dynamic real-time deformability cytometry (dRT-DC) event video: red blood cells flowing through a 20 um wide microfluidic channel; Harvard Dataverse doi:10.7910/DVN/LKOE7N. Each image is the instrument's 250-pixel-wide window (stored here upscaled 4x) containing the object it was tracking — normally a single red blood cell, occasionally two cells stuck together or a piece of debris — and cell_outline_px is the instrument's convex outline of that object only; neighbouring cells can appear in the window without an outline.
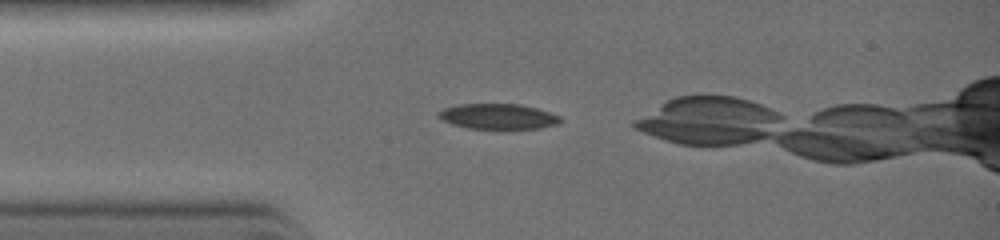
{"species": "common noctule bat (a hibernating species)", "species_latin": "Nyctalus noctula", "temperature_condition": "warm", "stored_images_in_passage": 21, "camera_frame_rate_fps": 3000, "um_per_image_px": 0.085, "animal": {"sex": "female", "body_mass_g": 19.0, "forearm_length_mm": 51.5}, "frame": {"image": 1, "passage_image": 1, "time_ms": 0.0, "image_size_px": [1000, 240], "cell_outline_px": [[560, 124], [540, 128], [468, 128], [452, 124], [444, 120], [436, 112], [444, 108], [456, 104], [520, 104], [536, 108], [560, 116]], "centroid_in_image_um": [42.33, 9.89], "position_along_channel_um": 42.7, "area_um2": 17.8}}
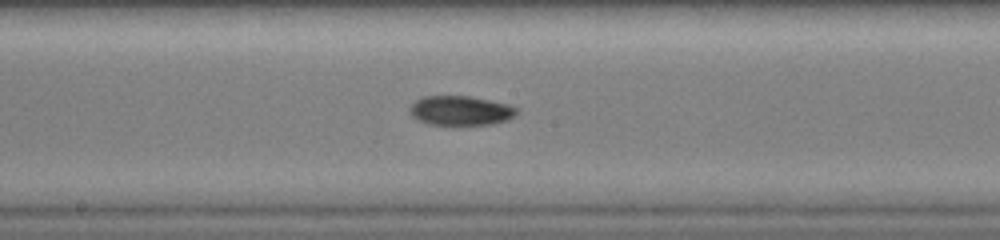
{"frame": {"image": 2, "passage_image": 10, "time_ms": 3.0, "image_size_px": [1000, 240], "cell_outline_px": [[520, 112], [516, 116], [508, 120], [492, 124], [452, 128], [428, 124], [412, 116], [408, 112], [408, 108], [416, 100], [424, 96], [468, 96], [508, 104], [520, 108]], "centroid_in_image_um": [39.18, 9.45], "position_along_channel_um": 209.0, "area_um2": 19.36}}
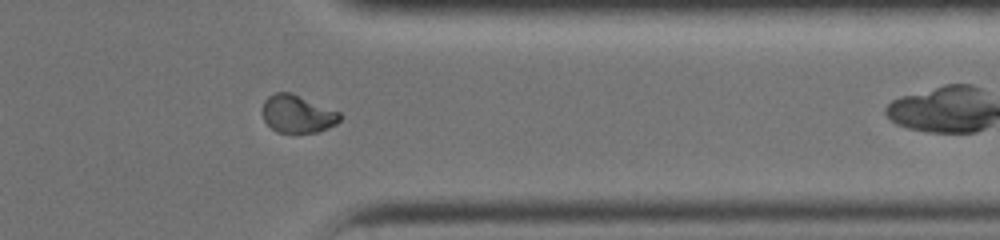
{"frame": {"image": 3, "passage_image": 19, "time_ms": 6.0, "image_size_px": [1000, 240], "cell_outline_px": [[340, 120], [336, 124], [328, 128], [316, 132], [276, 132], [264, 120], [260, 112], [264, 100], [268, 96], [276, 92], [292, 92], [340, 112]], "centroid_in_image_um": [25.25, 9.66], "position_along_channel_um": 386.2, "area_um2": 17.17}}